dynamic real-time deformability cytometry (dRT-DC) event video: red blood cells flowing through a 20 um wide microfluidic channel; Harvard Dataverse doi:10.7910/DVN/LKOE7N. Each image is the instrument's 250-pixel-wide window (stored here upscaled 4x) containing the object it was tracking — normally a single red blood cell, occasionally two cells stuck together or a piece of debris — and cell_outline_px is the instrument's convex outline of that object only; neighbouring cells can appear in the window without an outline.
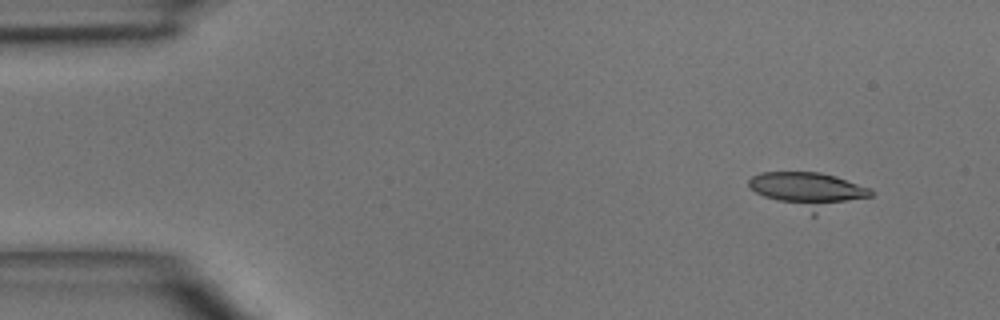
{"species": "common noctule bat (a hibernating species)", "species_latin": "Nyctalus noctula", "temperature_condition": "room temperature", "stored_images_in_passage": 5, "camera_frame_rate_fps": 3000, "um_per_image_px": 0.085, "animal": {"sex": "male", "body_mass_g": 15.6}, "frame": {"image": 1, "passage_image": 1, "time_ms": 0.0, "image_size_px": [1000, 320], "cell_outline_px": [[872, 196], [816, 216], [812, 216], [764, 196], [756, 192], [748, 184], [748, 180], [752, 176], [760, 172], [820, 172], [836, 176], [868, 188], [872, 192]], "centroid_in_image_um": [68.73, 16.2], "position_along_channel_um": 16.3, "area_um2": 25.66}}
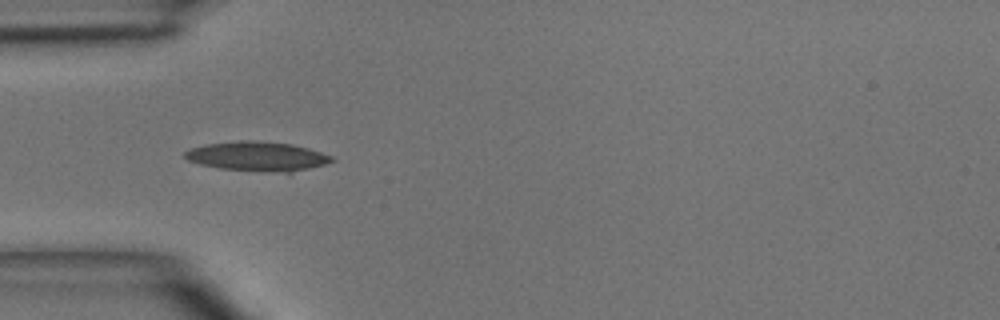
{"frame": {"image": 2, "passage_image": 4, "time_ms": 3.333, "image_size_px": [1000, 320], "cell_outline_px": [[336, 160], [324, 164], [292, 172], [264, 172], [220, 168], [200, 164], [188, 160], [184, 156], [184, 152], [192, 148], [204, 144], [240, 140], [252, 140], [292, 144], [308, 148], [332, 156]], "centroid_in_image_um": [21.86, 13.28], "position_along_channel_um": 63.1, "area_um2": 25.09}}
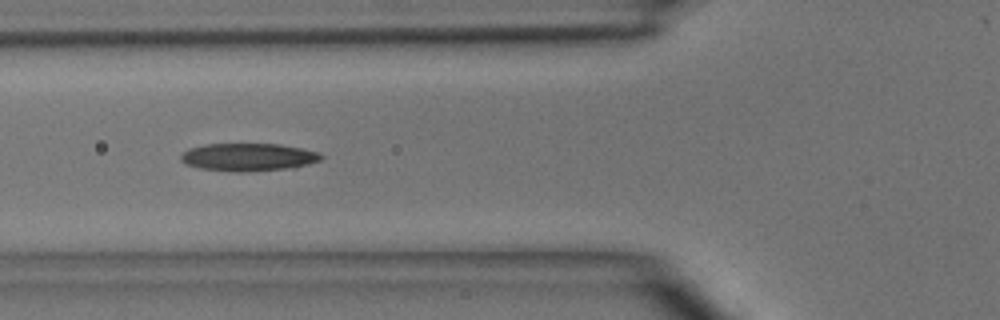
{"frame": {"image": 3, "passage_image": 5, "time_ms": 4.333, "image_size_px": [1000, 320], "cell_outline_px": [[324, 156], [320, 160], [296, 168], [244, 172], [236, 172], [200, 168], [188, 164], [180, 160], [180, 156], [188, 148], [204, 144], [280, 144], [320, 152]], "centroid_in_image_um": [21.14, 13.36], "position_along_channel_um": 104.7, "area_um2": 22.83}}